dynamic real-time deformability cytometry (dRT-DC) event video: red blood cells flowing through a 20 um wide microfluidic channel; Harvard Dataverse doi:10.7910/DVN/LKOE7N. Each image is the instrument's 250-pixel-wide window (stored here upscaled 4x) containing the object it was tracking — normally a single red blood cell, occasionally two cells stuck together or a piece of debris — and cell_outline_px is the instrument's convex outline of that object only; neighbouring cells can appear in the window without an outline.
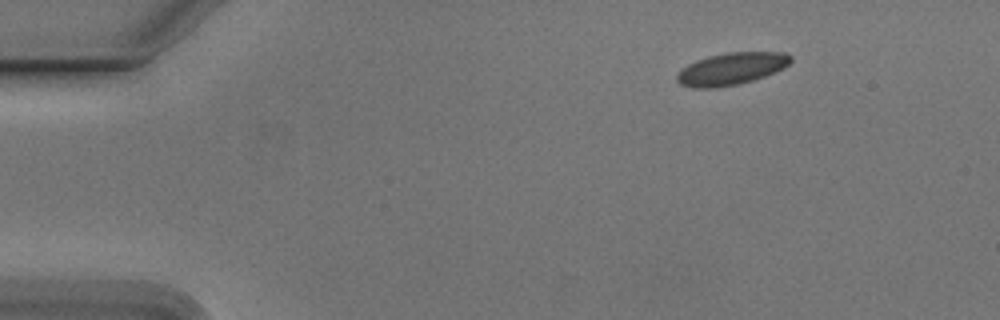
{"species": "Egyptian fruit bat (a non-hibernating species)", "species_latin": "Rousettus aegyptiacus", "temperature_condition": "cold", "stored_images_in_passage": 13, "camera_frame_rate_fps": 3000, "um_per_image_px": 0.085, "animal": {"sex": "male"}, "frame": {"image": 1, "passage_image": 1, "time_ms": 0.0, "image_size_px": [1000, 320], "cell_outline_px": [[792, 60], [784, 68], [764, 76], [752, 80], [736, 84], [716, 88], [696, 88], [680, 84], [676, 80], [676, 76], [688, 64], [696, 60], [708, 56], [728, 52], [784, 52], [792, 56]], "centroid_in_image_um": [62.18, 5.84], "position_along_channel_um": 22.8, "area_um2": 21.15}}
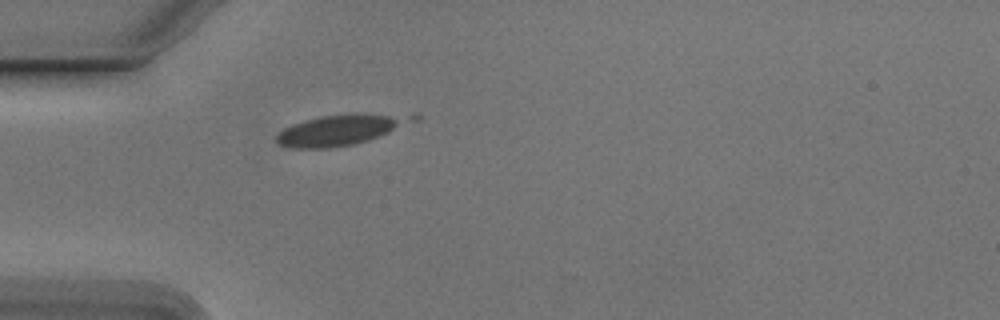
{"frame": {"image": 2, "passage_image": 10, "time_ms": 3.0, "image_size_px": [1000, 320], "cell_outline_px": [[420, 120], [368, 140], [352, 144], [332, 148], [292, 148], [280, 144], [276, 140], [276, 136], [284, 128], [292, 124], [304, 120], [320, 116], [352, 112], [420, 112]], "centroid_in_image_um": [29.17, 10.96], "position_along_channel_um": 55.8, "area_um2": 25.37}}